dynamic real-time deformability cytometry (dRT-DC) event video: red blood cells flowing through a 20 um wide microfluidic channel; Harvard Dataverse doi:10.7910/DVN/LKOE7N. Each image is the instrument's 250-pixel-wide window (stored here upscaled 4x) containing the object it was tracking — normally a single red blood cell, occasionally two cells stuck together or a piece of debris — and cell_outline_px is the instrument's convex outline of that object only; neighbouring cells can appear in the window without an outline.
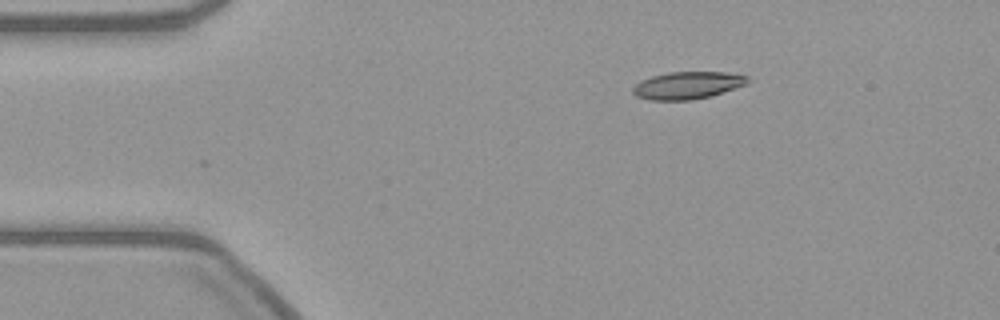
{"species": "common noctule bat (a hibernating species)", "species_latin": "Nyctalus noctula", "temperature_condition": "warm", "stored_images_in_passage": 39, "camera_frame_rate_fps": 3000, "um_per_image_px": 0.085, "animal": {"sex": "female", "body_mass_g": 21.9}, "frame": {"image": 1, "passage_image": 1, "time_ms": 0.0, "image_size_px": [1000, 320], "cell_outline_px": [[752, 80], [748, 84], [712, 96], [692, 100], [648, 100], [636, 96], [632, 92], [632, 88], [640, 80], [652, 76], [668, 72], [724, 72], [748, 76]], "centroid_in_image_um": [58.46, 7.26], "position_along_channel_um": 26.5, "area_um2": 18.55}}
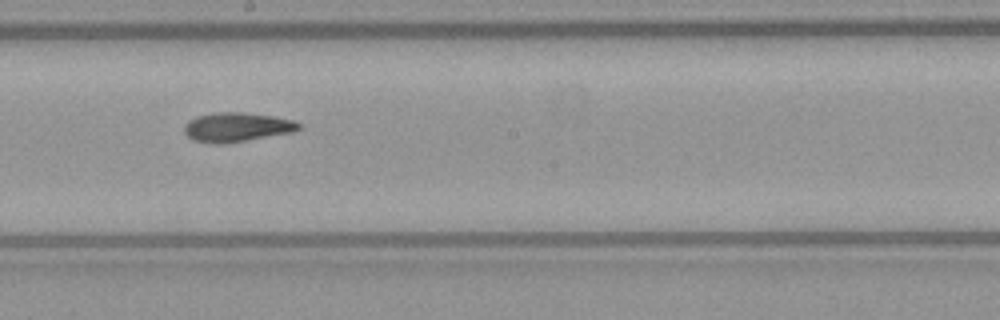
{"frame": {"image": 2, "passage_image": 22, "time_ms": 7.0, "image_size_px": [1000, 320], "cell_outline_px": [[300, 128], [288, 132], [224, 144], [208, 144], [192, 140], [184, 132], [184, 124], [188, 120], [196, 116], [212, 112], [244, 112], [272, 116], [292, 120], [300, 124]], "centroid_in_image_um": [20.01, 10.8], "position_along_channel_um": 228.2, "area_um2": 19.42}}
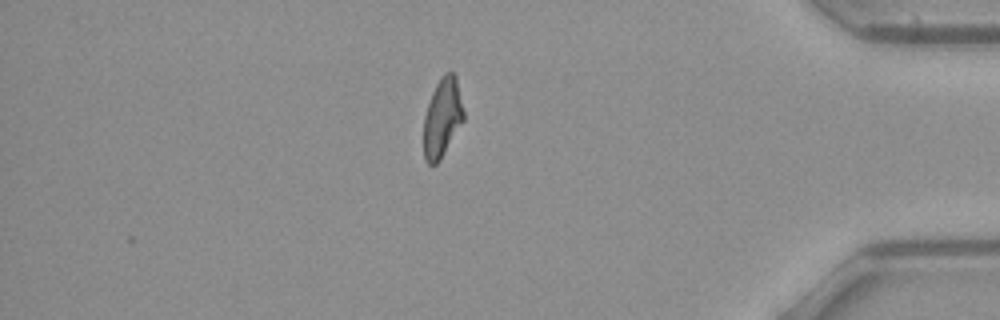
{"frame": {"image": 3, "passage_image": 39, "time_ms": 12.667, "image_size_px": [1000, 320], "cell_outline_px": [[464, 120], [440, 160], [436, 164], [428, 164], [424, 160], [424, 116], [432, 92], [440, 76], [444, 72], [452, 72], [456, 76], [464, 112]], "centroid_in_image_um": [37.6, 10.0], "position_along_channel_um": 397.6, "area_um2": 18.38}}